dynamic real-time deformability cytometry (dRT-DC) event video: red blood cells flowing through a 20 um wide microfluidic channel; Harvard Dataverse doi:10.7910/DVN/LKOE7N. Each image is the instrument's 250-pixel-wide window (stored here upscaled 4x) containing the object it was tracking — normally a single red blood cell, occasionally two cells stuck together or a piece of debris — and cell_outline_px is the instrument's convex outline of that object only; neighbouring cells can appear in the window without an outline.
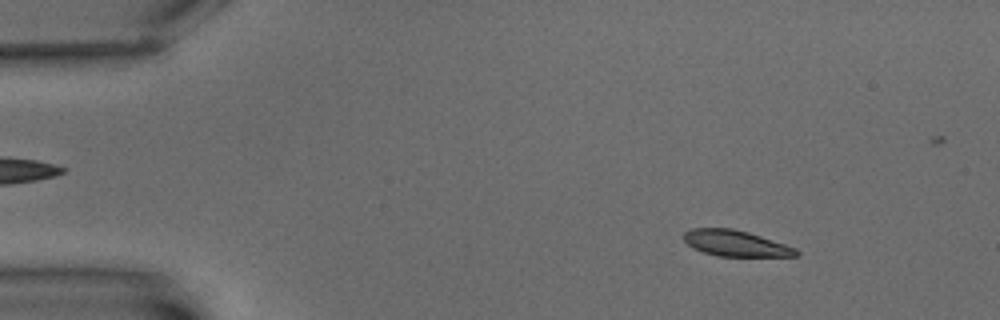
{"species": "common noctule bat (a hibernating species)", "species_latin": "Nyctalus noctula", "temperature_condition": "warm", "stored_images_in_passage": 6, "camera_frame_rate_fps": 3000, "um_per_image_px": 0.085, "animal": {"sex": "male", "body_mass_g": 15.6}, "frame": {"image": 1, "passage_image": 2, "time_ms": 1.333, "image_size_px": [1000, 320], "cell_outline_px": [[800, 256], [716, 256], [692, 248], [684, 240], [684, 232], [692, 228], [732, 228], [748, 232], [796, 248], [800, 252]], "centroid_in_image_um": [62.52, 20.68], "position_along_channel_um": 22.5, "area_um2": 16.94}}
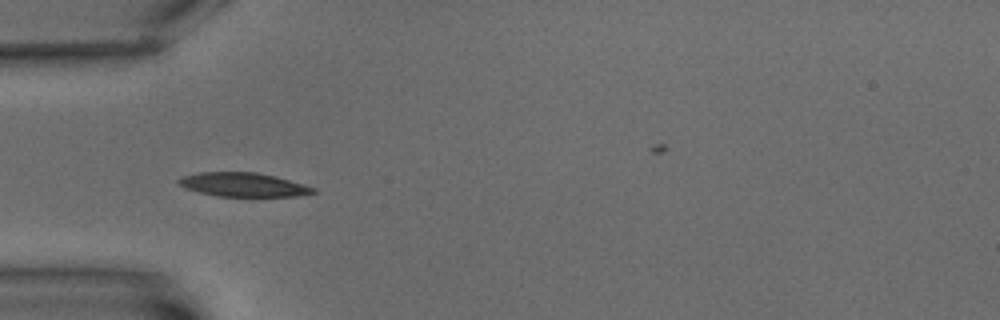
{"frame": {"image": 2, "passage_image": 5, "time_ms": 5.333, "image_size_px": [1000, 320], "cell_outline_px": [[316, 192], [296, 196], [216, 196], [184, 188], [176, 184], [176, 180], [184, 176], [200, 172], [256, 172], [276, 176], [316, 188]], "centroid_in_image_um": [20.64, 15.69], "position_along_channel_um": 64.4, "area_um2": 18.73}}